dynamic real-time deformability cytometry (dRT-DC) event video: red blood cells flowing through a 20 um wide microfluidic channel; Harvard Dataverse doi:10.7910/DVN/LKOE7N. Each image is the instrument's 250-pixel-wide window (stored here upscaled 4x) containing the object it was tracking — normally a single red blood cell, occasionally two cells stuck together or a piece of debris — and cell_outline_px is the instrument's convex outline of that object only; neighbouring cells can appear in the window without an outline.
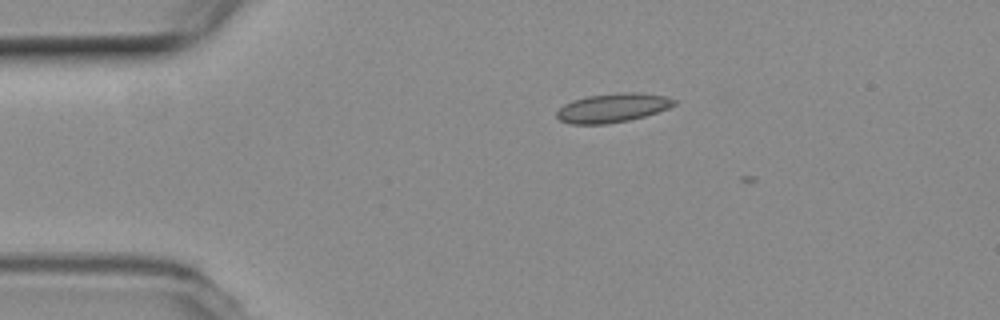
{"species": "common noctule bat (a hibernating species)", "species_latin": "Nyctalus noctula", "temperature_condition": "room temperature", "stored_images_in_passage": 3, "camera_frame_rate_fps": 3000, "um_per_image_px": 0.085, "animal": {"sex": "female", "body_mass_g": 19.3, "forearm_length_mm": 54.1}, "frame": {"image": 1, "passage_image": 1, "time_ms": 0.0, "image_size_px": [1000, 320], "cell_outline_px": [[676, 104], [668, 108], [644, 116], [628, 120], [604, 124], [572, 124], [560, 120], [556, 116], [556, 112], [564, 104], [572, 100], [588, 96], [620, 92], [640, 92], [668, 96], [676, 100]], "centroid_in_image_um": [52.08, 9.15], "position_along_channel_um": 32.9, "area_um2": 19.83}}